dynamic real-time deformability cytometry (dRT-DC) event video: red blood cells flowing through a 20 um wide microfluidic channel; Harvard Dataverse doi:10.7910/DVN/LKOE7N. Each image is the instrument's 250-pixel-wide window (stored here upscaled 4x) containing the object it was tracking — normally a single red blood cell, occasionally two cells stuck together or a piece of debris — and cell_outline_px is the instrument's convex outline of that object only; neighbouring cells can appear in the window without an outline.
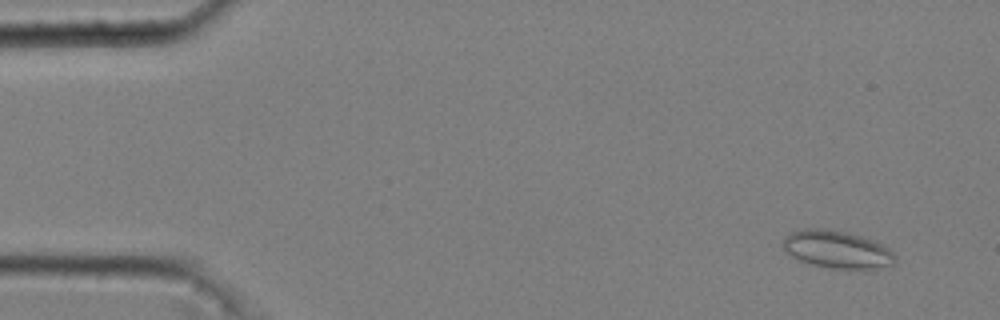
{"species": "common noctule bat (a hibernating species)", "species_latin": "Nyctalus noctula", "temperature_condition": "cold", "stored_images_in_passage": 52, "camera_frame_rate_fps": 3000, "um_per_image_px": 0.085, "animal": {"sex": "male", "body_mass_g": 20.4}, "frame": {"image": 1, "passage_image": 4, "time_ms": 1.0, "image_size_px": [1000, 320], "cell_outline_px": [[896, 264], [876, 268], [828, 268], [812, 264], [800, 260], [792, 256], [784, 248], [784, 236], [792, 232], [804, 228], [824, 228], [844, 232], [860, 236], [872, 240], [888, 248], [896, 256]], "centroid_in_image_um": [71.15, 21.2], "position_along_channel_um": 13.8, "area_um2": 24.22}}
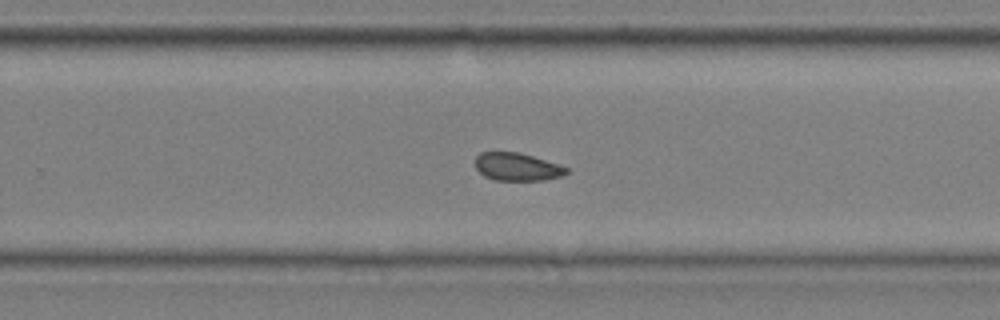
{"frame": {"image": 2, "passage_image": 35, "time_ms": 11.333, "image_size_px": [1000, 320], "cell_outline_px": [[568, 172], [560, 176], [544, 180], [496, 180], [484, 176], [476, 168], [476, 156], [480, 152], [516, 152], [532, 156], [568, 168]], "centroid_in_image_um": [43.92, 14.18], "position_along_channel_um": 285.9, "area_um2": 14.51}}
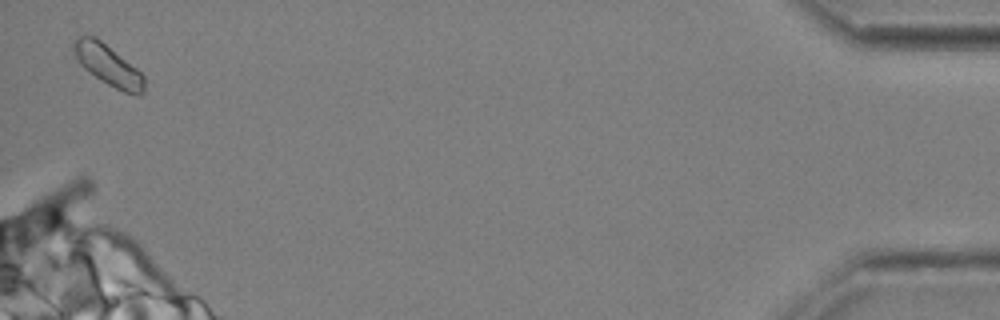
{"frame": {"image": 3, "passage_image": 52, "time_ms": 17.0, "image_size_px": [1000, 320], "cell_outline_px": [[144, 92], [136, 96], [124, 92], [100, 80], [88, 72], [76, 60], [72, 48], [72, 44], [80, 36], [92, 36], [100, 40], [136, 68], [144, 76]], "centroid_in_image_um": [9.17, 5.56], "position_along_channel_um": 426.0, "area_um2": 16.53}, "authors_computed_cell_mechanics": {"area_um2": 15.7794, "velocity_mm_per_s": 3.6642, "shape_relaxation_time_tau1_ms": null, "shape_relaxation_time_tau2_ms": 2.0521, "deformation_change_tau1": null, "deformation_change_tau2": 0.0542}}